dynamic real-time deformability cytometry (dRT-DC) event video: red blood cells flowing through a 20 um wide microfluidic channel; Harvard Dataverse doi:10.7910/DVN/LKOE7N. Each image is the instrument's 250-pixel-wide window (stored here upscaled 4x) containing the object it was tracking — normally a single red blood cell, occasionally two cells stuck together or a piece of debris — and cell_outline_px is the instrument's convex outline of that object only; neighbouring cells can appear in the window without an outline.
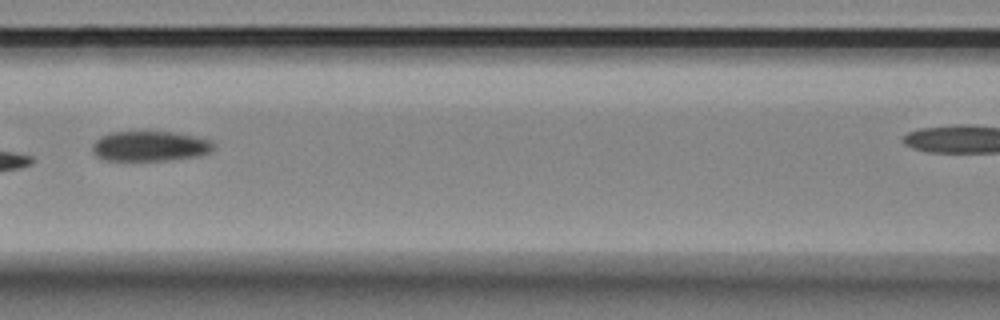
{"species": "Egyptian fruit bat (a non-hibernating species)", "species_latin": "Rousettus aegyptiacus", "temperature_condition": "room temperature", "stored_images_in_passage": 8, "camera_frame_rate_fps": 3000, "um_per_image_px": 0.085, "animal": {"sex": "female"}, "frame": {"image": 1, "passage_image": 5, "time_ms": 4.667, "image_size_px": [1000, 320], "cell_outline_px": [[216, 148], [200, 156], [164, 160], [104, 160], [96, 156], [92, 148], [92, 144], [100, 136], [112, 132], [140, 128], [176, 132], [196, 136], [212, 140], [216, 144]], "centroid_in_image_um": [12.76, 12.36], "position_along_channel_um": 153.8, "area_um2": 22.31}}
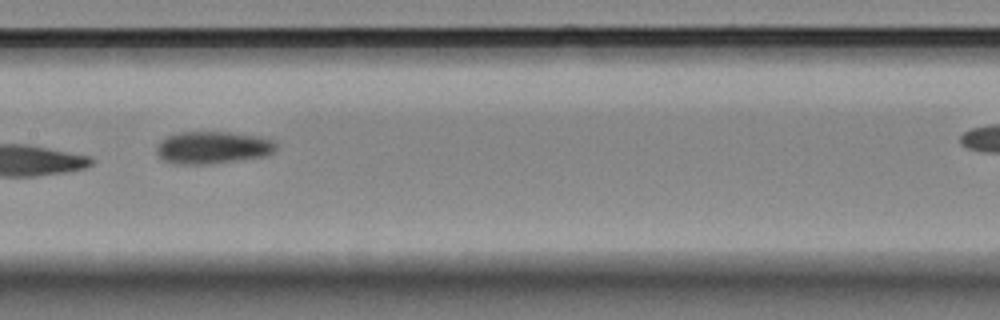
{"frame": {"image": 2, "passage_image": 6, "time_ms": 5.667, "image_size_px": [1000, 320], "cell_outline_px": [[276, 148], [272, 152], [264, 156], [208, 164], [172, 164], [164, 160], [156, 152], [156, 148], [160, 140], [168, 136], [180, 132], [228, 132], [256, 136], [272, 140], [276, 144]], "centroid_in_image_um": [18.03, 12.54], "position_along_channel_um": 189.4, "area_um2": 22.31}}